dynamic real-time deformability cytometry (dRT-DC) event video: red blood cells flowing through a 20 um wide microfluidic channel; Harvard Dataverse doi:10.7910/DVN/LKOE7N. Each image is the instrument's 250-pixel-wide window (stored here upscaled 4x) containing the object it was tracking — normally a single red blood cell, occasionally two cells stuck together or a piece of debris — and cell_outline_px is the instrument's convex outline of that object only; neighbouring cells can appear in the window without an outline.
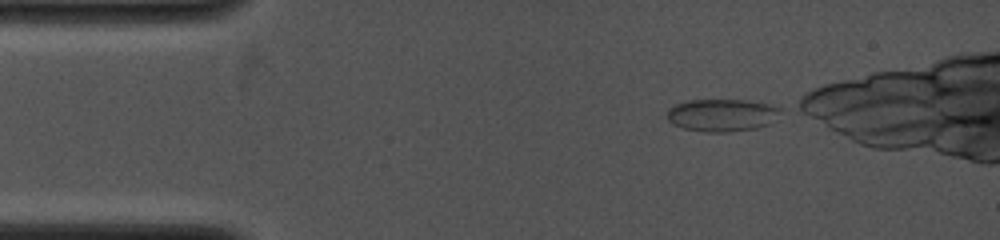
{"species": "common noctule bat (a hibernating species)", "species_latin": "Nyctalus noctula", "temperature_condition": "cold", "stored_images_in_passage": 51, "camera_frame_rate_fps": 4000, "um_per_image_px": 0.085, "animal": {"sex": "female", "body_mass_g": 19.0, "forearm_length_mm": 53.3}, "frame": {"image": 1, "passage_image": 1, "time_ms": 0.0, "image_size_px": [1000, 240], "cell_outline_px": [[784, 108], [768, 124], [756, 128], [728, 132], [704, 132], [684, 128], [672, 124], [668, 120], [668, 108], [676, 104], [688, 100], [744, 100], [768, 104]], "centroid_in_image_um": [61.35, 9.78], "position_along_channel_um": 23.7, "area_um2": 21.39}}
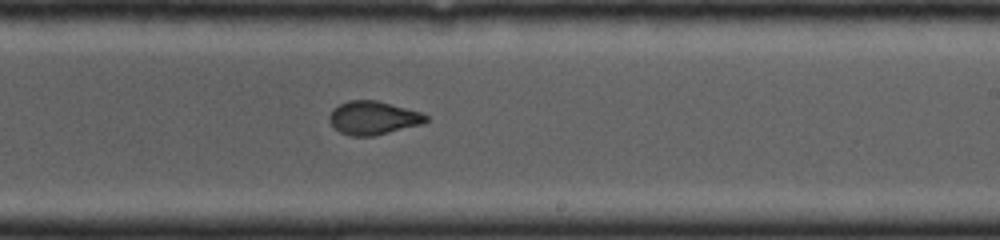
{"frame": {"image": 2, "passage_image": 29, "time_ms": 6.75, "image_size_px": [1000, 240], "cell_outline_px": [[428, 120], [424, 124], [372, 136], [352, 136], [340, 132], [328, 120], [328, 116], [340, 104], [348, 100], [376, 100], [420, 112], [428, 116]], "centroid_in_image_um": [31.74, 10.02], "position_along_channel_um": 257.3, "area_um2": 18.61}}
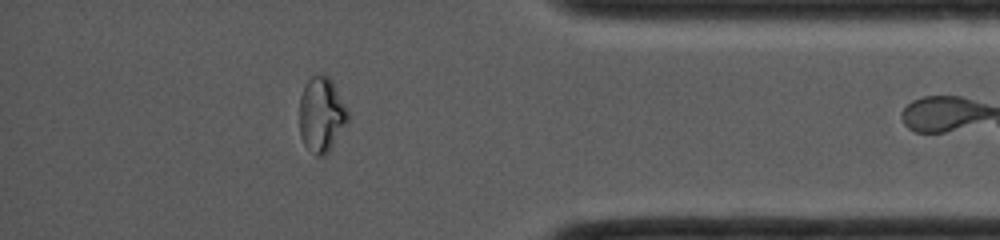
{"frame": {"image": 3, "passage_image": 44, "time_ms": 10.5, "image_size_px": [1000, 240], "cell_outline_px": [[348, 120], [328, 152], [324, 156], [316, 156], [304, 144], [300, 136], [300, 96], [308, 80], [312, 76], [328, 76], [332, 80], [348, 112]], "centroid_in_image_um": [27.31, 9.76], "position_along_channel_um": 407.9, "area_um2": 20.69}}